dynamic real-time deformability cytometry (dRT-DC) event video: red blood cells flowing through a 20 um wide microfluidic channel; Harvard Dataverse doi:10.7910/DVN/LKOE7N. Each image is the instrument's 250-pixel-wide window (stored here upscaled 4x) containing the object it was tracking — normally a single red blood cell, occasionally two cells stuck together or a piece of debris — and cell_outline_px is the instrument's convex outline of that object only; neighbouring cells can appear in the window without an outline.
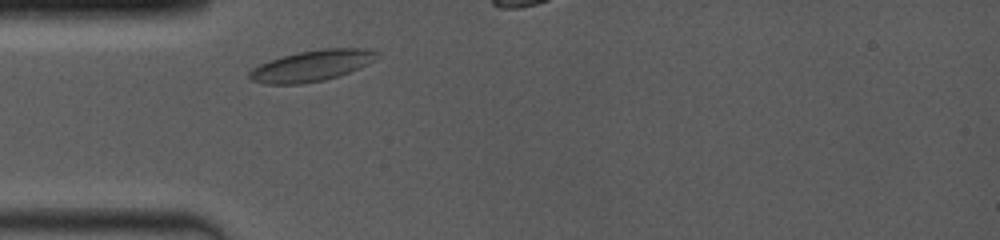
{"species": "common noctule bat (a hibernating species)", "species_latin": "Nyctalus noctula", "temperature_condition": "room temperature", "stored_images_in_passage": 2, "camera_frame_rate_fps": 4000, "um_per_image_px": 0.085, "animal": {"sex": "female", "body_mass_g": 19.0, "forearm_length_mm": 53.3}, "frame": {"image": 1, "passage_image": 1, "time_ms": 0.0, "image_size_px": [1000, 240], "cell_outline_px": [[380, 52], [376, 60], [360, 68], [324, 80], [304, 84], [264, 84], [252, 80], [248, 76], [248, 72], [252, 68], [268, 60], [280, 56], [296, 52], [320, 48], [368, 48]], "centroid_in_image_um": [26.5, 5.57], "position_along_channel_um": 58.5, "area_um2": 23.41}}